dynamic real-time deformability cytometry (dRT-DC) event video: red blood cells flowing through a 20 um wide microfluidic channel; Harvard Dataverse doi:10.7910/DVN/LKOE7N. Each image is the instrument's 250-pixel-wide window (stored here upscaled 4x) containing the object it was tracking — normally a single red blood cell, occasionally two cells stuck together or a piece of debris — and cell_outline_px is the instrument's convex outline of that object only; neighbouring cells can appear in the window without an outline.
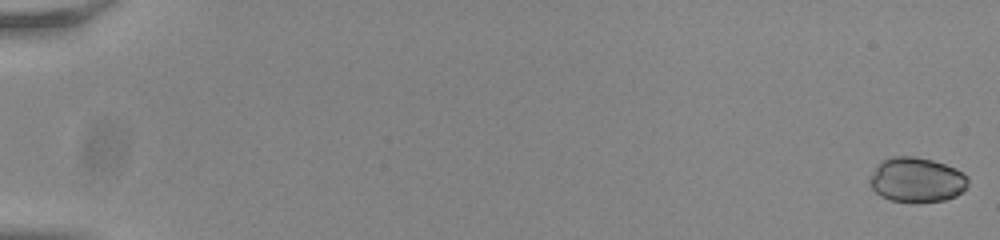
{"species": "common noctule bat (a hibernating species)", "species_latin": "Nyctalus noctula", "temperature_condition": "room temperature", "stored_images_in_passage": 56, "camera_frame_rate_fps": 3000, "um_per_image_px": 0.085, "animal": {"sex": "male", "body_mass_g": 20.0, "forearm_length_mm": 53.3}, "frame": {"image": 1, "passage_image": 1, "time_ms": 0.0, "image_size_px": [1000, 240], "cell_outline_px": [[968, 184], [956, 196], [944, 200], [916, 204], [892, 200], [880, 196], [872, 188], [868, 180], [880, 160], [892, 156], [912, 156], [932, 160], [956, 168], [968, 176]], "centroid_in_image_um": [77.9, 15.3], "position_along_channel_um": 7.1, "area_um2": 25.95}}
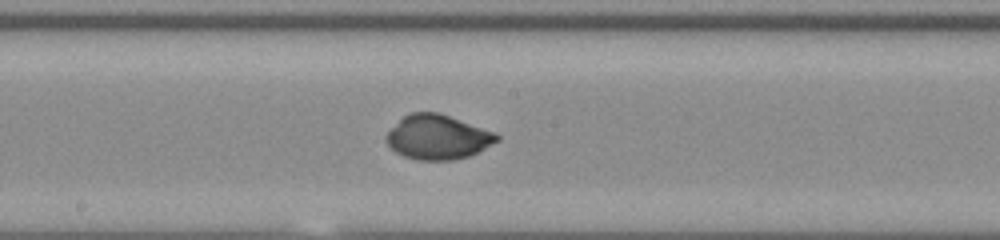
{"frame": {"image": 2, "passage_image": 32, "time_ms": 10.333, "image_size_px": [1000, 240], "cell_outline_px": [[500, 140], [468, 156], [452, 160], [416, 160], [404, 156], [396, 152], [384, 140], [384, 136], [408, 112], [440, 112], [496, 132], [500, 136]], "centroid_in_image_um": [37.21, 11.64], "position_along_channel_um": 211.0, "area_um2": 28.73}}
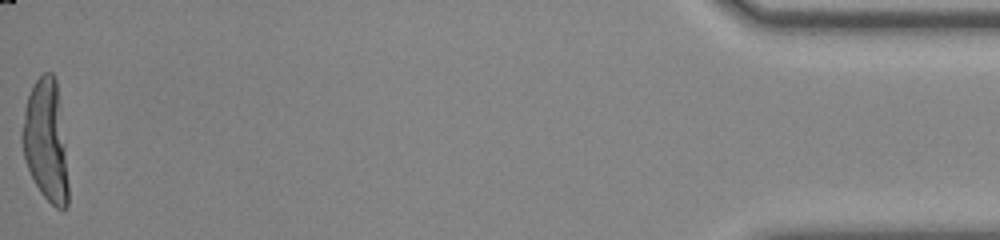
{"frame": {"image": 3, "passage_image": 56, "time_ms": 18.333, "image_size_px": [1000, 240], "cell_outline_px": [[68, 204], [64, 208], [56, 208], [40, 192], [28, 168], [24, 156], [20, 136], [24, 112], [28, 96], [36, 80], [44, 72], [52, 72], [56, 80], [64, 144], [68, 184]], "centroid_in_image_um": [3.88, 11.98], "position_along_channel_um": 431.3, "area_um2": 31.96}, "authors_computed_cell_mechanics": {"area_um2": 28.7844, "velocity_mm_per_s": 3.8359, "shape_relaxation_time_tau1_ms": 8.1636, "shape_relaxation_time_tau2_ms": null, "deformation_change_tau1": 0.3093, "deformation_change_tau2": null}}